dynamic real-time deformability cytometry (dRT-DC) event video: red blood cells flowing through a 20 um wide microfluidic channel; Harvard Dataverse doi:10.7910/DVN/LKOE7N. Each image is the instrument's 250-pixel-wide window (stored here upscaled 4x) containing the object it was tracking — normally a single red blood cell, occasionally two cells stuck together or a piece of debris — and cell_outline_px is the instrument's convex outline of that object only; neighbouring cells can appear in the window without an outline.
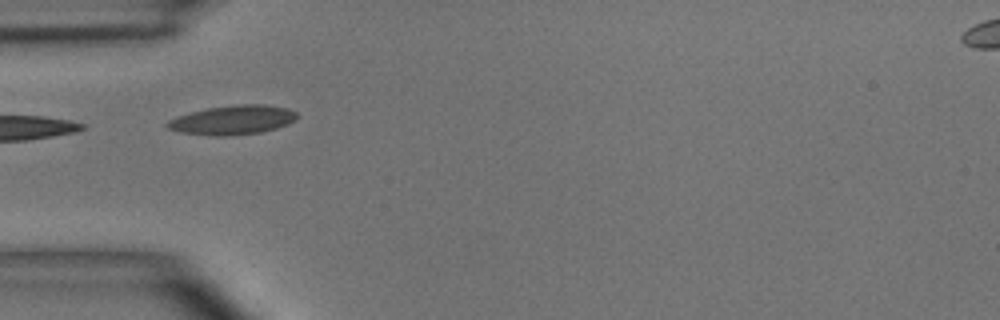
{"species": "common noctule bat (a hibernating species)", "species_latin": "Nyctalus noctula", "temperature_condition": "room temperature", "stored_images_in_passage": 6, "camera_frame_rate_fps": 3000, "um_per_image_px": 0.085, "animal": {"sex": "male", "body_mass_g": 15.6}, "frame": {"image": 1, "passage_image": 5, "time_ms": 4.667, "image_size_px": [1000, 320], "cell_outline_px": [[300, 116], [296, 120], [288, 124], [276, 128], [260, 132], [228, 136], [216, 136], [180, 132], [168, 128], [164, 124], [168, 120], [176, 116], [208, 108], [240, 104], [264, 104], [288, 108], [296, 112]], "centroid_in_image_um": [19.8, 10.19], "position_along_channel_um": 65.2, "area_um2": 22.14}}
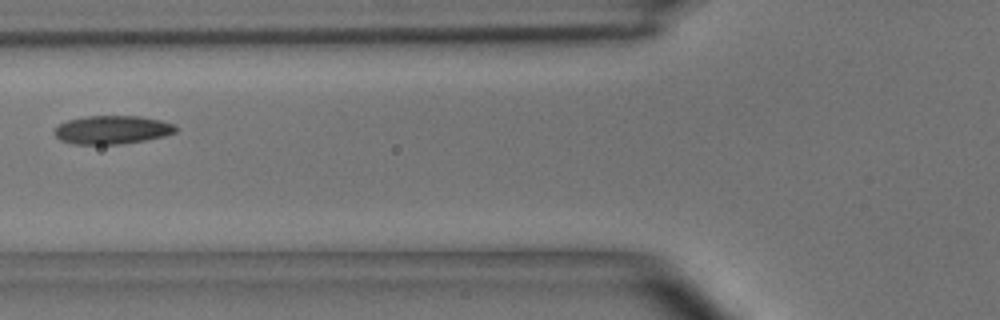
{"frame": {"image": 2, "passage_image": 6, "time_ms": 6.0, "image_size_px": [1000, 320], "cell_outline_px": [[176, 132], [164, 136], [144, 140], [120, 144], [76, 144], [60, 140], [52, 132], [60, 124], [68, 120], [84, 116], [140, 116], [160, 120], [176, 124]], "centroid_in_image_um": [9.54, 11.03], "position_along_channel_um": 116.3, "area_um2": 20.06}}